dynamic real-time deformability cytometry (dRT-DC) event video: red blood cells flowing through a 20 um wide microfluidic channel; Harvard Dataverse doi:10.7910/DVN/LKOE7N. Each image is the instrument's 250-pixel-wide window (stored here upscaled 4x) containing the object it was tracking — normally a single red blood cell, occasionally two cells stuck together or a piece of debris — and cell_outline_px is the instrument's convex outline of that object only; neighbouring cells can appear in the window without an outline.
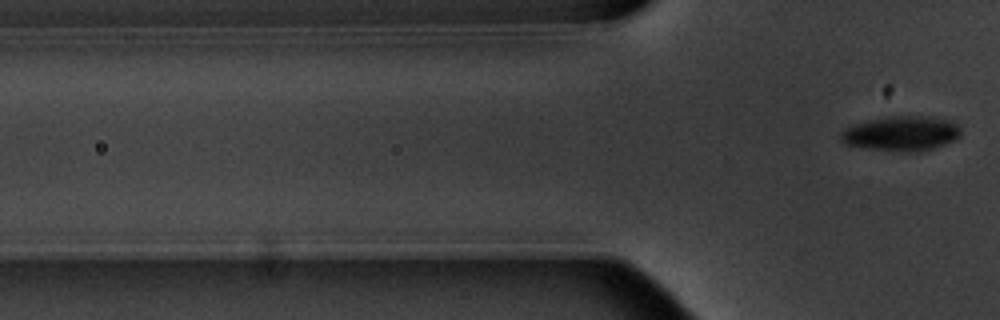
{"species": "common noctule bat (a hibernating species)", "species_latin": "Nyctalus noctula", "temperature_condition": "warm", "stored_images_in_passage": 7, "camera_frame_rate_fps": 3000, "um_per_image_px": 0.085, "animal": {"sex": "male", "body_mass_g": 20.1, "forearm_length_mm": 53.5}, "frame": {"image": 1, "passage_image": 7, "time_ms": 7.0, "image_size_px": [1000, 320], "cell_outline_px": [[960, 136], [956, 140], [920, 152], [904, 152], [868, 148], [844, 144], [840, 140], [840, 132], [844, 128], [868, 120], [896, 116], [916, 116], [948, 120], [956, 124], [960, 128]], "centroid_in_image_um": [76.59, 11.36], "position_along_channel_um": 49.2, "area_um2": 24.1}}